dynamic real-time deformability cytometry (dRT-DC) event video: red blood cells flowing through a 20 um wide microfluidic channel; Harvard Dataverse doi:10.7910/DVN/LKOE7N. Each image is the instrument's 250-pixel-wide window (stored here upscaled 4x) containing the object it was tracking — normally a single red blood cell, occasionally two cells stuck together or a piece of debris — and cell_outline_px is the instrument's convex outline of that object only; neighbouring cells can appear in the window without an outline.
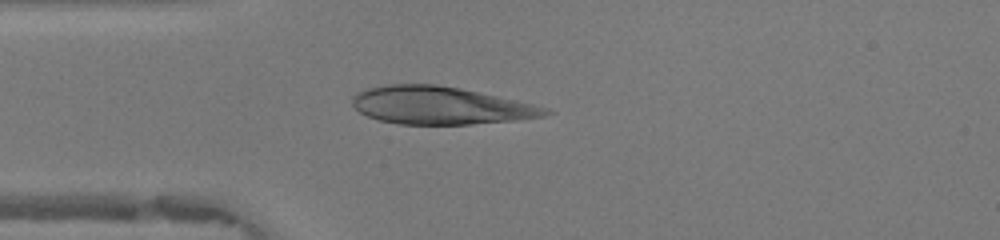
{"species": "human", "species_latin": "Homo sapiens", "temperature_condition": "warm", "stored_images_in_passage": 37, "camera_frame_rate_fps": 3000, "um_per_image_px": 0.085, "donor": {"sex": "female"}, "frame": {"image": 1, "passage_image": 2, "time_ms": 0.333, "image_size_px": [1000, 240], "cell_outline_px": [[552, 112], [540, 116], [508, 120], [468, 124], [400, 124], [380, 120], [368, 116], [360, 112], [352, 104], [352, 96], [360, 92], [372, 88], [392, 84], [432, 84], [460, 88], [512, 100], [544, 108]], "centroid_in_image_um": [37.31, 8.96], "position_along_channel_um": 47.7, "area_um2": 40.98}}
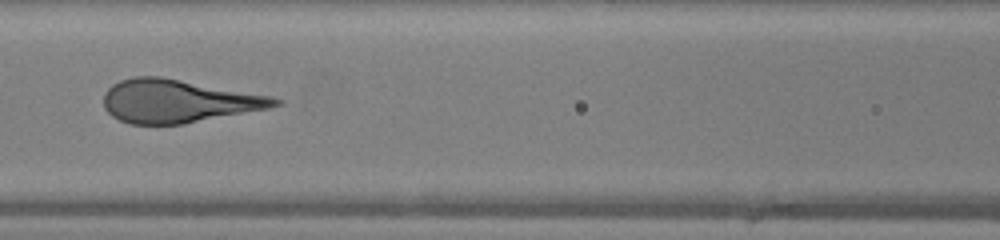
{"frame": {"image": 2, "passage_image": 10, "time_ms": 3.0, "image_size_px": [1000, 240], "cell_outline_px": [[284, 104], [268, 108], [184, 124], [132, 124], [120, 120], [112, 116], [104, 108], [104, 92], [112, 84], [120, 80], [132, 76], [160, 76], [272, 96], [284, 100]], "centroid_in_image_um": [15.14, 8.59], "position_along_channel_um": 151.5, "area_um2": 43.06}}
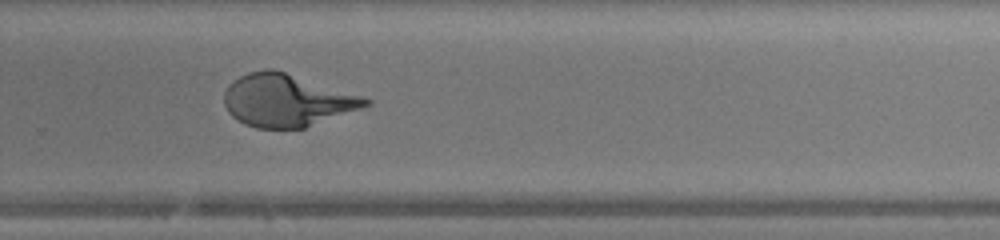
{"frame": {"image": 3, "passage_image": 21, "time_ms": 6.667, "image_size_px": [1000, 240], "cell_outline_px": [[372, 104], [304, 128], [256, 128], [244, 124], [232, 116], [228, 112], [224, 104], [224, 92], [228, 84], [240, 76], [248, 72], [264, 68], [272, 68], [360, 96], [372, 100]], "centroid_in_image_um": [24.31, 8.53], "position_along_channel_um": 305.5, "area_um2": 42.71}}